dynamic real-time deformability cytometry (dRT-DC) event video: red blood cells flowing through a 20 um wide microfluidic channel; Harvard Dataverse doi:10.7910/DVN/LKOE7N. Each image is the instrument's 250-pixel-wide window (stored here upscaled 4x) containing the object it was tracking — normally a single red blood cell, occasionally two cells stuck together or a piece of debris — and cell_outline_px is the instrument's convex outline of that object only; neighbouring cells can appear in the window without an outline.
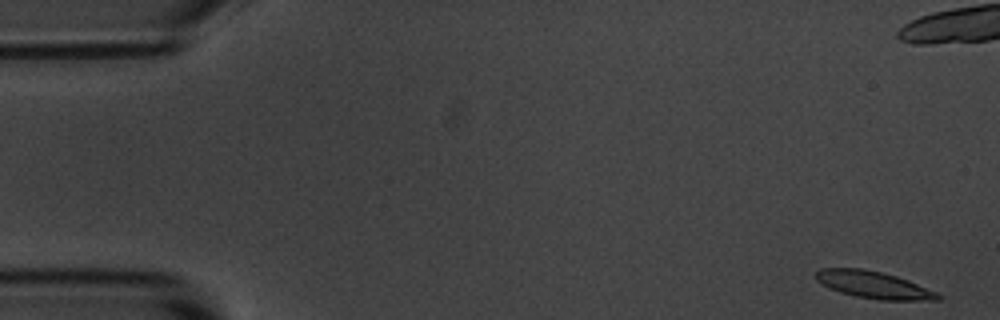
{"species": "common noctule bat (a hibernating species)", "species_latin": "Nyctalus noctula", "temperature_condition": "room temperature", "stored_images_in_passage": 12, "camera_frame_rate_fps": 3000, "um_per_image_px": 0.085, "animal": {"sex": "male", "body_mass_g": 20.1, "forearm_length_mm": 53.5}, "frame": {"image": 1, "passage_image": 1, "time_ms": 0.0, "image_size_px": [1000, 320], "cell_outline_px": [[940, 300], [880, 300], [856, 296], [840, 292], [816, 280], [816, 272], [820, 268], [864, 268], [896, 276], [908, 280], [936, 292], [940, 296]], "centroid_in_image_um": [74.26, 24.2], "position_along_channel_um": 10.7, "area_um2": 18.96}}